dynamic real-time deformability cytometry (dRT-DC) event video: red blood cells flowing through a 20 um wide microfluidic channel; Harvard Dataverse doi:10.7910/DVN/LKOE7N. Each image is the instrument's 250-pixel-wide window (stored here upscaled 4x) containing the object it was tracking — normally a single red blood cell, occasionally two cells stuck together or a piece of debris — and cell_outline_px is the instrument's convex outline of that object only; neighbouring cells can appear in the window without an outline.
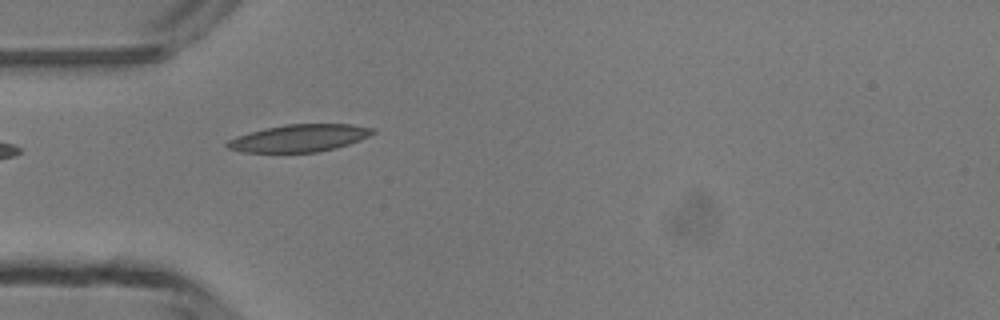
{"species": "common noctule bat (a hibernating species)", "species_latin": "Nyctalus noctula", "temperature_condition": "room temperature", "stored_images_in_passage": 5, "camera_frame_rate_fps": 3000, "um_per_image_px": 0.085, "animal": {"sex": "male", "body_mass_g": 13.3}, "frame": {"image": 1, "passage_image": 4, "time_ms": 3.667, "image_size_px": [1000, 320], "cell_outline_px": [[376, 132], [360, 140], [336, 148], [316, 152], [240, 152], [228, 148], [224, 144], [228, 140], [236, 136], [264, 128], [284, 124], [352, 124], [376, 128]], "centroid_in_image_um": [25.44, 11.73], "position_along_channel_um": 59.6, "area_um2": 23.29}}
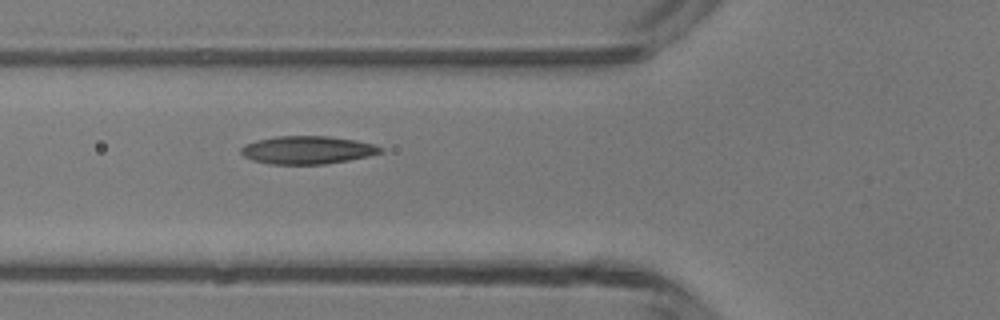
{"frame": {"image": 2, "passage_image": 5, "time_ms": 4.667, "image_size_px": [1000, 320], "cell_outline_px": [[384, 152], [368, 156], [348, 160], [324, 164], [268, 164], [252, 160], [244, 156], [240, 152], [240, 148], [244, 144], [256, 140], [276, 136], [328, 136], [356, 140], [376, 144], [384, 148]], "centroid_in_image_um": [26.13, 12.74], "position_along_channel_um": 99.7, "area_um2": 22.95}}